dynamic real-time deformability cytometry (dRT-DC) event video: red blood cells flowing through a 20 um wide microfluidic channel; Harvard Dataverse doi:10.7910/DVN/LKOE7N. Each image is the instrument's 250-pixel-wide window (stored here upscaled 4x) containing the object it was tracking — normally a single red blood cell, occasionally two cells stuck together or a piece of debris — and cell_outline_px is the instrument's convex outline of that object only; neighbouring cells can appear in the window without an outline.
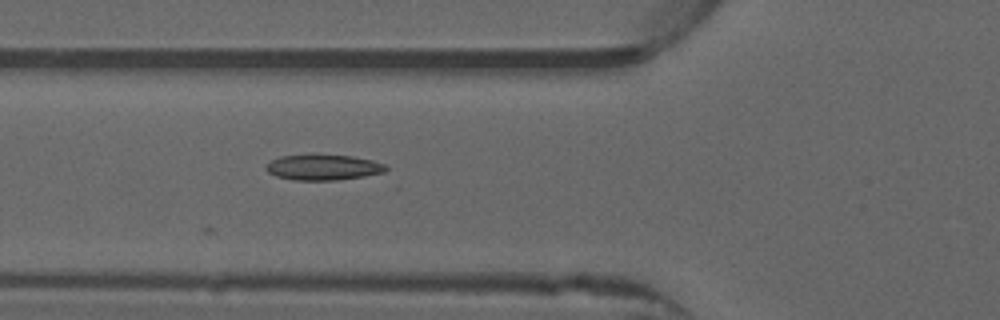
{"species": "common noctule bat (a hibernating species)", "species_latin": "Nyctalus noctula", "temperature_condition": "warm", "stored_images_in_passage": 16, "camera_frame_rate_fps": 3000, "um_per_image_px": 0.085, "animal": {"sex": "male", "forearm_length_mm": 52.5}, "frame": {"image": 1, "passage_image": 5, "time_ms": 1.333, "image_size_px": [1000, 320], "cell_outline_px": [[388, 168], [384, 172], [364, 176], [336, 180], [292, 180], [276, 176], [268, 172], [264, 168], [272, 160], [280, 156], [352, 156], [372, 160], [384, 164]], "centroid_in_image_um": [27.48, 14.25], "position_along_channel_um": 98.3, "area_um2": 17.4}}
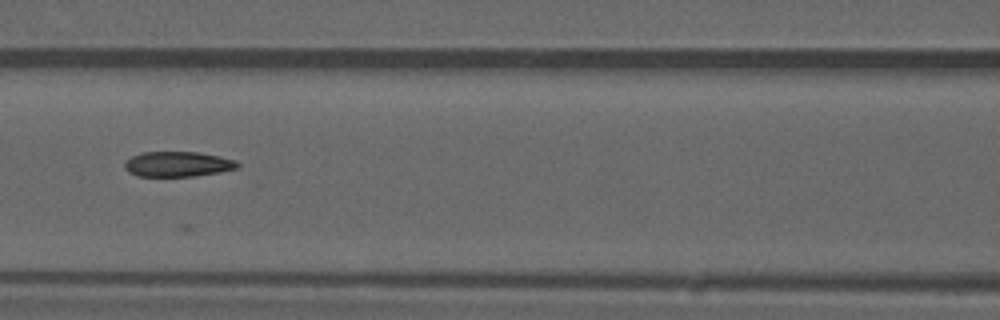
{"frame": {"image": 2, "passage_image": 9, "time_ms": 2.667, "image_size_px": [1000, 320], "cell_outline_px": [[240, 168], [220, 172], [196, 176], [136, 176], [128, 172], [124, 168], [124, 164], [132, 156], [144, 152], [200, 152], [220, 156], [236, 160], [240, 164]], "centroid_in_image_um": [15.16, 13.95], "position_along_channel_um": 151.4, "area_um2": 16.7}}
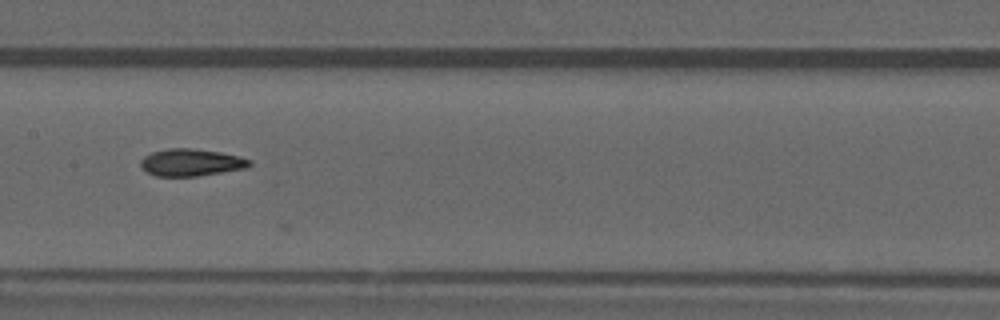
{"frame": {"image": 3, "passage_image": 12, "time_ms": 3.667, "image_size_px": [1000, 320], "cell_outline_px": [[252, 164], [248, 168], [196, 176], [156, 176], [148, 172], [140, 164], [140, 160], [144, 156], [152, 152], [168, 148], [196, 148], [220, 152], [240, 156], [252, 160]], "centroid_in_image_um": [16.29, 13.8], "position_along_channel_um": 191.1, "area_um2": 17.34}}